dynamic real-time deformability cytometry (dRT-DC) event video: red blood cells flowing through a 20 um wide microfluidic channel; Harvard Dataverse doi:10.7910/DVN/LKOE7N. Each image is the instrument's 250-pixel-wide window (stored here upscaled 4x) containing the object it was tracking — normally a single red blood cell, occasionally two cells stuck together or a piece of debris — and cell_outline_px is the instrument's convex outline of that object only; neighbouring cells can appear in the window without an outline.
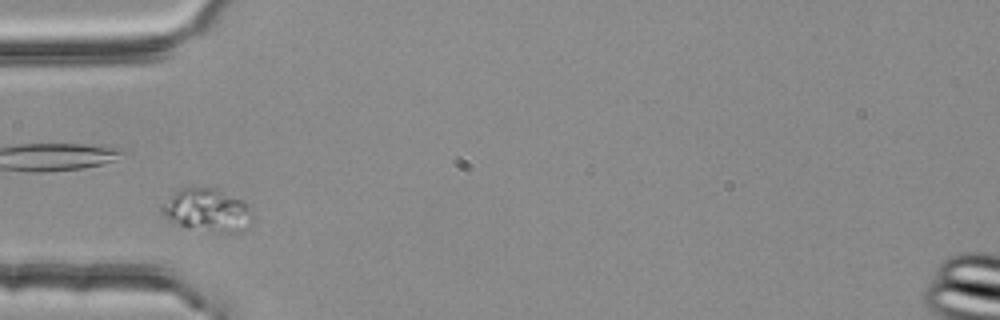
{"species": "common noctule bat (a hibernating species)", "species_latin": "Nyctalus noctula", "temperature_condition": "room temperature", "stored_images_in_passage": 37, "camera_frame_rate_fps": 3000, "um_per_image_px": 0.085, "animal": {"sex": "female", "body_mass_g": 25.1}, "frame": {"image": 1, "passage_image": 4, "time_ms": 1.0, "image_size_px": [1000, 320], "cell_outline_px": [[248, 228], [240, 232], [216, 232], [188, 228], [168, 220], [160, 212], [160, 204], [180, 188], [216, 188], [244, 200], [248, 208]], "centroid_in_image_um": [17.54, 17.86], "position_along_channel_um": 67.5, "area_um2": 22.54}}